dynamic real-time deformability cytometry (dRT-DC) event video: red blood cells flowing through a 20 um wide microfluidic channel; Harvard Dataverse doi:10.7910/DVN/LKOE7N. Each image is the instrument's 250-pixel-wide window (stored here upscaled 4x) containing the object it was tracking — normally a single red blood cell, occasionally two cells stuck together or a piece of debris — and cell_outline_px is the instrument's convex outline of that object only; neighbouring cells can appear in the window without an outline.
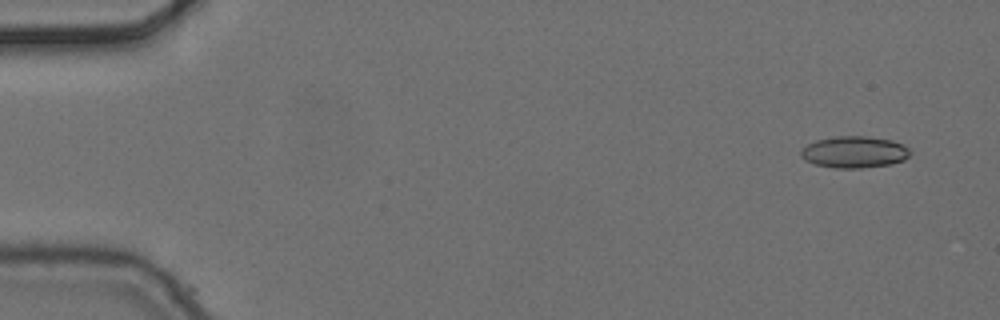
{"species": "common noctule bat (a hibernating species)", "species_latin": "Nyctalus noctula", "temperature_condition": "cold", "stored_images_in_passage": 2, "camera_frame_rate_fps": 3000, "um_per_image_px": 0.085, "animal": {"sex": "female", "body_mass_g": 24.6, "forearm_length_mm": 56.2}, "frame": {"image": 1, "passage_image": 1, "time_ms": 0.0, "image_size_px": [1000, 320], "cell_outline_px": [[912, 152], [904, 160], [892, 164], [860, 168], [832, 168], [816, 164], [804, 160], [800, 156], [800, 148], [816, 140], [836, 136], [864, 136], [892, 140], [904, 144]], "centroid_in_image_um": [72.61, 12.92], "position_along_channel_um": 12.4, "area_um2": 20.35}}